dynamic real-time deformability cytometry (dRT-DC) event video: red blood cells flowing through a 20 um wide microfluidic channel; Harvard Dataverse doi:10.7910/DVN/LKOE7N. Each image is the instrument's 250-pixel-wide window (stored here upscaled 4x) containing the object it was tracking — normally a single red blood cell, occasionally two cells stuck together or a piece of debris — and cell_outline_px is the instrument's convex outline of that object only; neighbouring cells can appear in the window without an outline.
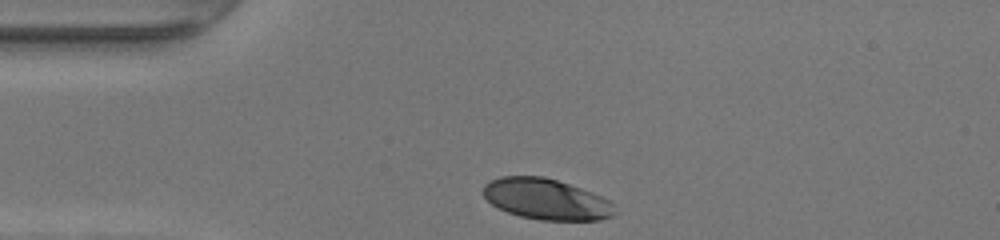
{"species": "human", "species_latin": "Homo sapiens", "temperature_condition": "warm", "stored_images_in_passage": 28, "camera_frame_rate_fps": 3000, "um_per_image_px": 0.085, "donor": {"sex": "female"}, "frame": {"image": 1, "passage_image": 1, "time_ms": 0.0, "image_size_px": [1000, 240], "cell_outline_px": [[612, 216], [600, 220], [540, 220], [520, 216], [508, 212], [492, 204], [484, 196], [484, 184], [500, 176], [544, 176], [592, 192], [608, 200], [612, 204]], "centroid_in_image_um": [46.39, 16.92], "position_along_channel_um": 38.6, "area_um2": 30.87}}
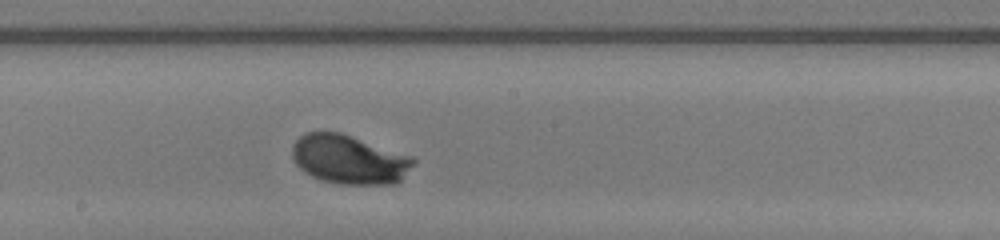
{"frame": {"image": 2, "passage_image": 16, "time_ms": 5.0, "image_size_px": [1000, 240], "cell_outline_px": [[416, 160], [400, 180], [396, 184], [340, 184], [324, 180], [312, 176], [304, 172], [296, 164], [292, 156], [292, 144], [300, 136], [308, 132], [340, 132], [412, 156]], "centroid_in_image_um": [29.66, 13.55], "position_along_channel_um": 218.5, "area_um2": 34.39}}
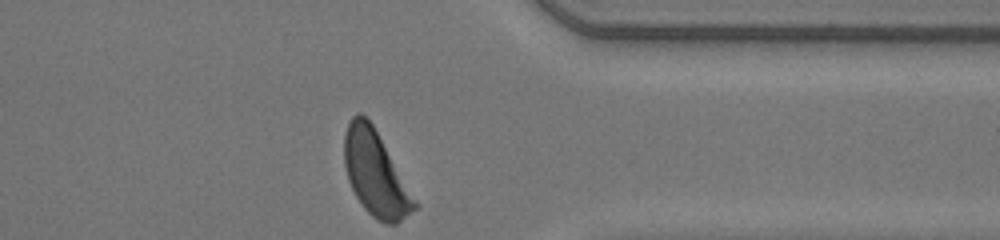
{"frame": {"image": 3, "passage_image": 28, "time_ms": 9.0, "image_size_px": [1000, 240], "cell_outline_px": [[420, 208], [396, 224], [384, 224], [376, 220], [364, 208], [356, 196], [348, 180], [344, 164], [344, 136], [348, 124], [352, 116], [360, 112], [372, 124], [420, 204]], "centroid_in_image_um": [31.96, 14.81], "position_along_channel_um": 379.4, "area_um2": 34.85}, "authors_computed_cell_mechanics": {"area_um2": 33.6396, "velocity_mm_per_s": 4.2415, "shape_relaxation_time_tau1_ms": 1.9636, "shape_relaxation_time_tau2_ms": null, "deformation_change_tau1": 0.1556, "deformation_change_tau2": null}}